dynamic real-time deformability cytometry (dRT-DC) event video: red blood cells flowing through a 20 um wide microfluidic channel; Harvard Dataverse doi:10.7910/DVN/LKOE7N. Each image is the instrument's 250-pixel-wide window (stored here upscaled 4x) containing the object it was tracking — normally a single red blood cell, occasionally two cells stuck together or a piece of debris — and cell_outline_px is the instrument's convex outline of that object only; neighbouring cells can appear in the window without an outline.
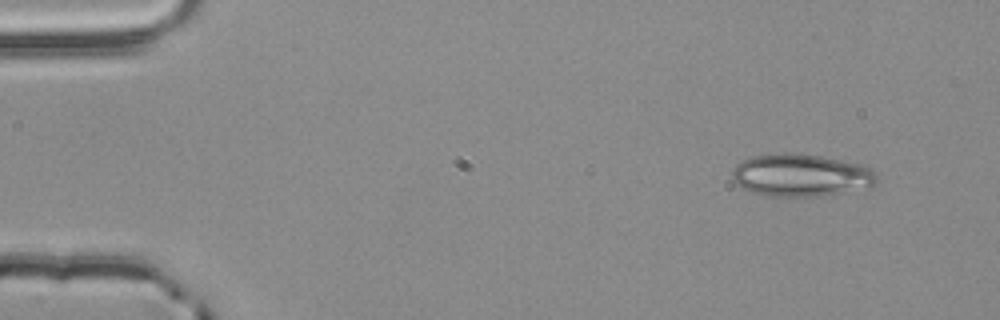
{"species": "common noctule bat (a hibernating species)", "species_latin": "Nyctalus noctula", "temperature_condition": "room temperature", "stored_images_in_passage": 3, "camera_frame_rate_fps": 3000, "um_per_image_px": 0.085, "animal": {"sex": "male", "body_mass_g": 20.4}, "frame": {"image": 1, "passage_image": 1, "time_ms": 0.0, "image_size_px": [1000, 320], "cell_outline_px": [[880, 180], [876, 184], [868, 188], [820, 196], [768, 196], [752, 192], [744, 188], [732, 180], [732, 168], [736, 164], [744, 160], [756, 156], [784, 152], [820, 156], [840, 160], [856, 164], [868, 168]], "centroid_in_image_um": [68.06, 14.91], "position_along_channel_um": 16.9, "area_um2": 35.49}}